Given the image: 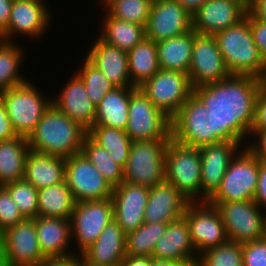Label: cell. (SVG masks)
<instances>
[{
    "label": "cell",
    "mask_w": 266,
    "mask_h": 266,
    "mask_svg": "<svg viewBox=\"0 0 266 266\" xmlns=\"http://www.w3.org/2000/svg\"><path fill=\"white\" fill-rule=\"evenodd\" d=\"M30 80L0 91L9 121L17 135L26 138L35 130L44 112L52 104V98L41 93ZM44 94V95H43Z\"/></svg>",
    "instance_id": "5b68a950"
},
{
    "label": "cell",
    "mask_w": 266,
    "mask_h": 266,
    "mask_svg": "<svg viewBox=\"0 0 266 266\" xmlns=\"http://www.w3.org/2000/svg\"><path fill=\"white\" fill-rule=\"evenodd\" d=\"M193 15L207 0H175Z\"/></svg>",
    "instance_id": "11a10c76"
},
{
    "label": "cell",
    "mask_w": 266,
    "mask_h": 266,
    "mask_svg": "<svg viewBox=\"0 0 266 266\" xmlns=\"http://www.w3.org/2000/svg\"><path fill=\"white\" fill-rule=\"evenodd\" d=\"M15 136L18 135L14 131V128L9 121L6 108L0 99V142L12 139Z\"/></svg>",
    "instance_id": "681fc988"
},
{
    "label": "cell",
    "mask_w": 266,
    "mask_h": 266,
    "mask_svg": "<svg viewBox=\"0 0 266 266\" xmlns=\"http://www.w3.org/2000/svg\"><path fill=\"white\" fill-rule=\"evenodd\" d=\"M197 259L200 266H243L242 244L228 240L200 253Z\"/></svg>",
    "instance_id": "60d3db41"
},
{
    "label": "cell",
    "mask_w": 266,
    "mask_h": 266,
    "mask_svg": "<svg viewBox=\"0 0 266 266\" xmlns=\"http://www.w3.org/2000/svg\"><path fill=\"white\" fill-rule=\"evenodd\" d=\"M126 256V234L112 220L79 257L85 266H121Z\"/></svg>",
    "instance_id": "603a6c76"
},
{
    "label": "cell",
    "mask_w": 266,
    "mask_h": 266,
    "mask_svg": "<svg viewBox=\"0 0 266 266\" xmlns=\"http://www.w3.org/2000/svg\"><path fill=\"white\" fill-rule=\"evenodd\" d=\"M247 12L242 5L232 0H207L192 15V27L197 33L215 35L240 23Z\"/></svg>",
    "instance_id": "44dd1931"
},
{
    "label": "cell",
    "mask_w": 266,
    "mask_h": 266,
    "mask_svg": "<svg viewBox=\"0 0 266 266\" xmlns=\"http://www.w3.org/2000/svg\"><path fill=\"white\" fill-rule=\"evenodd\" d=\"M35 226L39 247L45 259L77 256L74 249H69L72 241L70 220L37 216Z\"/></svg>",
    "instance_id": "484cf974"
},
{
    "label": "cell",
    "mask_w": 266,
    "mask_h": 266,
    "mask_svg": "<svg viewBox=\"0 0 266 266\" xmlns=\"http://www.w3.org/2000/svg\"><path fill=\"white\" fill-rule=\"evenodd\" d=\"M165 181L173 184L190 202L208 201L202 192L199 148L171 139L166 148Z\"/></svg>",
    "instance_id": "277c9868"
},
{
    "label": "cell",
    "mask_w": 266,
    "mask_h": 266,
    "mask_svg": "<svg viewBox=\"0 0 266 266\" xmlns=\"http://www.w3.org/2000/svg\"><path fill=\"white\" fill-rule=\"evenodd\" d=\"M36 266H81L80 257L44 259Z\"/></svg>",
    "instance_id": "f907efd6"
},
{
    "label": "cell",
    "mask_w": 266,
    "mask_h": 266,
    "mask_svg": "<svg viewBox=\"0 0 266 266\" xmlns=\"http://www.w3.org/2000/svg\"><path fill=\"white\" fill-rule=\"evenodd\" d=\"M149 187L127 182L113 188L114 220L127 235L144 223Z\"/></svg>",
    "instance_id": "d6986e66"
},
{
    "label": "cell",
    "mask_w": 266,
    "mask_h": 266,
    "mask_svg": "<svg viewBox=\"0 0 266 266\" xmlns=\"http://www.w3.org/2000/svg\"><path fill=\"white\" fill-rule=\"evenodd\" d=\"M209 203L217 208L229 241L243 244L266 237V211L254 200Z\"/></svg>",
    "instance_id": "9c48e42d"
},
{
    "label": "cell",
    "mask_w": 266,
    "mask_h": 266,
    "mask_svg": "<svg viewBox=\"0 0 266 266\" xmlns=\"http://www.w3.org/2000/svg\"><path fill=\"white\" fill-rule=\"evenodd\" d=\"M139 88L168 117L172 118L193 94L188 73L159 69Z\"/></svg>",
    "instance_id": "8fae6325"
},
{
    "label": "cell",
    "mask_w": 266,
    "mask_h": 266,
    "mask_svg": "<svg viewBox=\"0 0 266 266\" xmlns=\"http://www.w3.org/2000/svg\"><path fill=\"white\" fill-rule=\"evenodd\" d=\"M151 257L174 262H185L198 257L184 217L168 223L166 232L157 241Z\"/></svg>",
    "instance_id": "4316f807"
},
{
    "label": "cell",
    "mask_w": 266,
    "mask_h": 266,
    "mask_svg": "<svg viewBox=\"0 0 266 266\" xmlns=\"http://www.w3.org/2000/svg\"><path fill=\"white\" fill-rule=\"evenodd\" d=\"M24 179L37 190L62 183L65 181V159L30 149Z\"/></svg>",
    "instance_id": "83f0119b"
},
{
    "label": "cell",
    "mask_w": 266,
    "mask_h": 266,
    "mask_svg": "<svg viewBox=\"0 0 266 266\" xmlns=\"http://www.w3.org/2000/svg\"><path fill=\"white\" fill-rule=\"evenodd\" d=\"M25 219H34L38 212V190L24 178L4 186Z\"/></svg>",
    "instance_id": "b9f144b4"
},
{
    "label": "cell",
    "mask_w": 266,
    "mask_h": 266,
    "mask_svg": "<svg viewBox=\"0 0 266 266\" xmlns=\"http://www.w3.org/2000/svg\"><path fill=\"white\" fill-rule=\"evenodd\" d=\"M236 154L226 170L220 187L208 202L253 200L257 189L259 159L246 147Z\"/></svg>",
    "instance_id": "ba28073f"
},
{
    "label": "cell",
    "mask_w": 266,
    "mask_h": 266,
    "mask_svg": "<svg viewBox=\"0 0 266 266\" xmlns=\"http://www.w3.org/2000/svg\"><path fill=\"white\" fill-rule=\"evenodd\" d=\"M75 203L66 181L38 189L37 216L70 220Z\"/></svg>",
    "instance_id": "d6a6232c"
},
{
    "label": "cell",
    "mask_w": 266,
    "mask_h": 266,
    "mask_svg": "<svg viewBox=\"0 0 266 266\" xmlns=\"http://www.w3.org/2000/svg\"><path fill=\"white\" fill-rule=\"evenodd\" d=\"M49 7L44 0H14L8 26L0 40L15 42L19 35L42 39L51 25L53 14Z\"/></svg>",
    "instance_id": "2e32d148"
},
{
    "label": "cell",
    "mask_w": 266,
    "mask_h": 266,
    "mask_svg": "<svg viewBox=\"0 0 266 266\" xmlns=\"http://www.w3.org/2000/svg\"><path fill=\"white\" fill-rule=\"evenodd\" d=\"M248 12L255 19L266 22V0H251Z\"/></svg>",
    "instance_id": "f5cc1de1"
},
{
    "label": "cell",
    "mask_w": 266,
    "mask_h": 266,
    "mask_svg": "<svg viewBox=\"0 0 266 266\" xmlns=\"http://www.w3.org/2000/svg\"><path fill=\"white\" fill-rule=\"evenodd\" d=\"M254 136V141L252 140ZM251 141L247 142L246 147L261 161L266 163V129L264 130H251ZM257 138V139H256Z\"/></svg>",
    "instance_id": "bcb514c9"
},
{
    "label": "cell",
    "mask_w": 266,
    "mask_h": 266,
    "mask_svg": "<svg viewBox=\"0 0 266 266\" xmlns=\"http://www.w3.org/2000/svg\"><path fill=\"white\" fill-rule=\"evenodd\" d=\"M254 202L263 211L266 210V163L259 160V174L257 189L254 194Z\"/></svg>",
    "instance_id": "c3c4849f"
},
{
    "label": "cell",
    "mask_w": 266,
    "mask_h": 266,
    "mask_svg": "<svg viewBox=\"0 0 266 266\" xmlns=\"http://www.w3.org/2000/svg\"><path fill=\"white\" fill-rule=\"evenodd\" d=\"M189 202L173 184L163 181L149 188L144 222H173L183 217Z\"/></svg>",
    "instance_id": "cb8c5ba5"
},
{
    "label": "cell",
    "mask_w": 266,
    "mask_h": 266,
    "mask_svg": "<svg viewBox=\"0 0 266 266\" xmlns=\"http://www.w3.org/2000/svg\"><path fill=\"white\" fill-rule=\"evenodd\" d=\"M128 117L126 133L132 142L171 135V118L154 106L139 87L130 95Z\"/></svg>",
    "instance_id": "30bf717a"
},
{
    "label": "cell",
    "mask_w": 266,
    "mask_h": 266,
    "mask_svg": "<svg viewBox=\"0 0 266 266\" xmlns=\"http://www.w3.org/2000/svg\"><path fill=\"white\" fill-rule=\"evenodd\" d=\"M30 147L24 136L0 142V186L24 178L25 164Z\"/></svg>",
    "instance_id": "4dcf8cb0"
},
{
    "label": "cell",
    "mask_w": 266,
    "mask_h": 266,
    "mask_svg": "<svg viewBox=\"0 0 266 266\" xmlns=\"http://www.w3.org/2000/svg\"><path fill=\"white\" fill-rule=\"evenodd\" d=\"M264 129H266V80L263 81L261 91L256 102L255 118L251 130Z\"/></svg>",
    "instance_id": "7dc6e473"
},
{
    "label": "cell",
    "mask_w": 266,
    "mask_h": 266,
    "mask_svg": "<svg viewBox=\"0 0 266 266\" xmlns=\"http://www.w3.org/2000/svg\"><path fill=\"white\" fill-rule=\"evenodd\" d=\"M87 134L108 151L114 162L125 167L132 143L126 131L105 126H92Z\"/></svg>",
    "instance_id": "e575fe53"
},
{
    "label": "cell",
    "mask_w": 266,
    "mask_h": 266,
    "mask_svg": "<svg viewBox=\"0 0 266 266\" xmlns=\"http://www.w3.org/2000/svg\"><path fill=\"white\" fill-rule=\"evenodd\" d=\"M87 131L53 104L27 138L31 150L67 159L81 152Z\"/></svg>",
    "instance_id": "7a4b0ae2"
},
{
    "label": "cell",
    "mask_w": 266,
    "mask_h": 266,
    "mask_svg": "<svg viewBox=\"0 0 266 266\" xmlns=\"http://www.w3.org/2000/svg\"><path fill=\"white\" fill-rule=\"evenodd\" d=\"M60 93L52 98V104L67 117L88 131L94 124L96 107L90 100L81 78L74 73Z\"/></svg>",
    "instance_id": "7402d4cb"
},
{
    "label": "cell",
    "mask_w": 266,
    "mask_h": 266,
    "mask_svg": "<svg viewBox=\"0 0 266 266\" xmlns=\"http://www.w3.org/2000/svg\"><path fill=\"white\" fill-rule=\"evenodd\" d=\"M242 143L223 141L199 148L201 157V186L209 199L220 187L222 178L232 159L241 150Z\"/></svg>",
    "instance_id": "ffe728a7"
},
{
    "label": "cell",
    "mask_w": 266,
    "mask_h": 266,
    "mask_svg": "<svg viewBox=\"0 0 266 266\" xmlns=\"http://www.w3.org/2000/svg\"><path fill=\"white\" fill-rule=\"evenodd\" d=\"M171 136L177 143L200 148L215 143V120L193 93L171 118Z\"/></svg>",
    "instance_id": "52a82bcc"
},
{
    "label": "cell",
    "mask_w": 266,
    "mask_h": 266,
    "mask_svg": "<svg viewBox=\"0 0 266 266\" xmlns=\"http://www.w3.org/2000/svg\"><path fill=\"white\" fill-rule=\"evenodd\" d=\"M14 0H0V35L6 30Z\"/></svg>",
    "instance_id": "816d5d0a"
},
{
    "label": "cell",
    "mask_w": 266,
    "mask_h": 266,
    "mask_svg": "<svg viewBox=\"0 0 266 266\" xmlns=\"http://www.w3.org/2000/svg\"><path fill=\"white\" fill-rule=\"evenodd\" d=\"M242 5L247 11H249L251 0H232Z\"/></svg>",
    "instance_id": "91938a15"
},
{
    "label": "cell",
    "mask_w": 266,
    "mask_h": 266,
    "mask_svg": "<svg viewBox=\"0 0 266 266\" xmlns=\"http://www.w3.org/2000/svg\"><path fill=\"white\" fill-rule=\"evenodd\" d=\"M183 217L197 255L228 241L219 212L208 201L189 202Z\"/></svg>",
    "instance_id": "5bb4252c"
},
{
    "label": "cell",
    "mask_w": 266,
    "mask_h": 266,
    "mask_svg": "<svg viewBox=\"0 0 266 266\" xmlns=\"http://www.w3.org/2000/svg\"><path fill=\"white\" fill-rule=\"evenodd\" d=\"M23 46L16 42L0 40V91L21 85L28 81L19 73L23 65Z\"/></svg>",
    "instance_id": "d590c367"
},
{
    "label": "cell",
    "mask_w": 266,
    "mask_h": 266,
    "mask_svg": "<svg viewBox=\"0 0 266 266\" xmlns=\"http://www.w3.org/2000/svg\"><path fill=\"white\" fill-rule=\"evenodd\" d=\"M194 30L156 43L159 69L188 73Z\"/></svg>",
    "instance_id": "f546056e"
},
{
    "label": "cell",
    "mask_w": 266,
    "mask_h": 266,
    "mask_svg": "<svg viewBox=\"0 0 266 266\" xmlns=\"http://www.w3.org/2000/svg\"><path fill=\"white\" fill-rule=\"evenodd\" d=\"M127 54L130 79L136 87L141 86L159 70L155 41L145 38Z\"/></svg>",
    "instance_id": "836d02e7"
},
{
    "label": "cell",
    "mask_w": 266,
    "mask_h": 266,
    "mask_svg": "<svg viewBox=\"0 0 266 266\" xmlns=\"http://www.w3.org/2000/svg\"><path fill=\"white\" fill-rule=\"evenodd\" d=\"M214 36L231 75L266 80V61L253 40L246 18L235 26L217 32Z\"/></svg>",
    "instance_id": "3957f363"
},
{
    "label": "cell",
    "mask_w": 266,
    "mask_h": 266,
    "mask_svg": "<svg viewBox=\"0 0 266 266\" xmlns=\"http://www.w3.org/2000/svg\"><path fill=\"white\" fill-rule=\"evenodd\" d=\"M65 181L75 202L111 198L113 188L80 152L65 159Z\"/></svg>",
    "instance_id": "9a60e30c"
},
{
    "label": "cell",
    "mask_w": 266,
    "mask_h": 266,
    "mask_svg": "<svg viewBox=\"0 0 266 266\" xmlns=\"http://www.w3.org/2000/svg\"><path fill=\"white\" fill-rule=\"evenodd\" d=\"M192 15L175 0H153L145 27L146 38L156 43L192 30Z\"/></svg>",
    "instance_id": "e0dca14e"
},
{
    "label": "cell",
    "mask_w": 266,
    "mask_h": 266,
    "mask_svg": "<svg viewBox=\"0 0 266 266\" xmlns=\"http://www.w3.org/2000/svg\"><path fill=\"white\" fill-rule=\"evenodd\" d=\"M24 219L8 190L0 186V233Z\"/></svg>",
    "instance_id": "7bdbcfd3"
},
{
    "label": "cell",
    "mask_w": 266,
    "mask_h": 266,
    "mask_svg": "<svg viewBox=\"0 0 266 266\" xmlns=\"http://www.w3.org/2000/svg\"><path fill=\"white\" fill-rule=\"evenodd\" d=\"M243 266H266V237L242 244Z\"/></svg>",
    "instance_id": "ee69618b"
},
{
    "label": "cell",
    "mask_w": 266,
    "mask_h": 266,
    "mask_svg": "<svg viewBox=\"0 0 266 266\" xmlns=\"http://www.w3.org/2000/svg\"><path fill=\"white\" fill-rule=\"evenodd\" d=\"M245 18L249 21L253 40L266 61V22L255 19L249 12H247Z\"/></svg>",
    "instance_id": "f6af8a7d"
},
{
    "label": "cell",
    "mask_w": 266,
    "mask_h": 266,
    "mask_svg": "<svg viewBox=\"0 0 266 266\" xmlns=\"http://www.w3.org/2000/svg\"><path fill=\"white\" fill-rule=\"evenodd\" d=\"M153 0H106L102 13L146 27ZM105 9V10H104Z\"/></svg>",
    "instance_id": "f35d334b"
},
{
    "label": "cell",
    "mask_w": 266,
    "mask_h": 266,
    "mask_svg": "<svg viewBox=\"0 0 266 266\" xmlns=\"http://www.w3.org/2000/svg\"><path fill=\"white\" fill-rule=\"evenodd\" d=\"M0 266H10L8 260V254L6 252L4 243L1 238H0Z\"/></svg>",
    "instance_id": "9f6ffc18"
},
{
    "label": "cell",
    "mask_w": 266,
    "mask_h": 266,
    "mask_svg": "<svg viewBox=\"0 0 266 266\" xmlns=\"http://www.w3.org/2000/svg\"><path fill=\"white\" fill-rule=\"evenodd\" d=\"M263 81L252 76L231 75L225 80L193 88V93L214 116L215 143L243 142L250 137Z\"/></svg>",
    "instance_id": "6da1fadb"
},
{
    "label": "cell",
    "mask_w": 266,
    "mask_h": 266,
    "mask_svg": "<svg viewBox=\"0 0 266 266\" xmlns=\"http://www.w3.org/2000/svg\"><path fill=\"white\" fill-rule=\"evenodd\" d=\"M80 67L75 73L83 81L90 100L97 107L104 95L116 86L86 57Z\"/></svg>",
    "instance_id": "ab89813d"
},
{
    "label": "cell",
    "mask_w": 266,
    "mask_h": 266,
    "mask_svg": "<svg viewBox=\"0 0 266 266\" xmlns=\"http://www.w3.org/2000/svg\"><path fill=\"white\" fill-rule=\"evenodd\" d=\"M114 220L111 198L76 202L71 214V236L79 257Z\"/></svg>",
    "instance_id": "7c38bea8"
},
{
    "label": "cell",
    "mask_w": 266,
    "mask_h": 266,
    "mask_svg": "<svg viewBox=\"0 0 266 266\" xmlns=\"http://www.w3.org/2000/svg\"><path fill=\"white\" fill-rule=\"evenodd\" d=\"M81 153L100 171L112 188L123 183V167L114 162L108 151L97 144L88 134L83 139Z\"/></svg>",
    "instance_id": "8d00e7d4"
},
{
    "label": "cell",
    "mask_w": 266,
    "mask_h": 266,
    "mask_svg": "<svg viewBox=\"0 0 266 266\" xmlns=\"http://www.w3.org/2000/svg\"><path fill=\"white\" fill-rule=\"evenodd\" d=\"M138 87H115L107 92L96 107L93 126H105L126 131L130 95Z\"/></svg>",
    "instance_id": "f1b7e54d"
},
{
    "label": "cell",
    "mask_w": 266,
    "mask_h": 266,
    "mask_svg": "<svg viewBox=\"0 0 266 266\" xmlns=\"http://www.w3.org/2000/svg\"><path fill=\"white\" fill-rule=\"evenodd\" d=\"M104 14L98 37L107 44L128 52L146 38L144 26L111 17L106 12Z\"/></svg>",
    "instance_id": "1f68e13d"
},
{
    "label": "cell",
    "mask_w": 266,
    "mask_h": 266,
    "mask_svg": "<svg viewBox=\"0 0 266 266\" xmlns=\"http://www.w3.org/2000/svg\"><path fill=\"white\" fill-rule=\"evenodd\" d=\"M10 266H36L43 257L36 232L35 218L24 219L0 233Z\"/></svg>",
    "instance_id": "ac0fdd59"
},
{
    "label": "cell",
    "mask_w": 266,
    "mask_h": 266,
    "mask_svg": "<svg viewBox=\"0 0 266 266\" xmlns=\"http://www.w3.org/2000/svg\"><path fill=\"white\" fill-rule=\"evenodd\" d=\"M121 266H152V257L125 256Z\"/></svg>",
    "instance_id": "db71d44e"
},
{
    "label": "cell",
    "mask_w": 266,
    "mask_h": 266,
    "mask_svg": "<svg viewBox=\"0 0 266 266\" xmlns=\"http://www.w3.org/2000/svg\"><path fill=\"white\" fill-rule=\"evenodd\" d=\"M188 76L193 88L213 84L231 76L214 35L194 31Z\"/></svg>",
    "instance_id": "4fadbf2b"
},
{
    "label": "cell",
    "mask_w": 266,
    "mask_h": 266,
    "mask_svg": "<svg viewBox=\"0 0 266 266\" xmlns=\"http://www.w3.org/2000/svg\"><path fill=\"white\" fill-rule=\"evenodd\" d=\"M172 139L133 141L123 182L152 187L165 181L166 148Z\"/></svg>",
    "instance_id": "8992f818"
},
{
    "label": "cell",
    "mask_w": 266,
    "mask_h": 266,
    "mask_svg": "<svg viewBox=\"0 0 266 266\" xmlns=\"http://www.w3.org/2000/svg\"><path fill=\"white\" fill-rule=\"evenodd\" d=\"M176 266H200L197 258L187 260L185 262H176Z\"/></svg>",
    "instance_id": "680465c9"
},
{
    "label": "cell",
    "mask_w": 266,
    "mask_h": 266,
    "mask_svg": "<svg viewBox=\"0 0 266 266\" xmlns=\"http://www.w3.org/2000/svg\"><path fill=\"white\" fill-rule=\"evenodd\" d=\"M93 40L86 58L116 87H136L130 79L127 52L107 44L98 36Z\"/></svg>",
    "instance_id": "d4e9b609"
},
{
    "label": "cell",
    "mask_w": 266,
    "mask_h": 266,
    "mask_svg": "<svg viewBox=\"0 0 266 266\" xmlns=\"http://www.w3.org/2000/svg\"><path fill=\"white\" fill-rule=\"evenodd\" d=\"M168 223L144 222L126 235V256L151 257L157 241L165 234Z\"/></svg>",
    "instance_id": "74e56055"
},
{
    "label": "cell",
    "mask_w": 266,
    "mask_h": 266,
    "mask_svg": "<svg viewBox=\"0 0 266 266\" xmlns=\"http://www.w3.org/2000/svg\"><path fill=\"white\" fill-rule=\"evenodd\" d=\"M152 266H176V262L171 260L152 258Z\"/></svg>",
    "instance_id": "6f0895ef"
}]
</instances>
